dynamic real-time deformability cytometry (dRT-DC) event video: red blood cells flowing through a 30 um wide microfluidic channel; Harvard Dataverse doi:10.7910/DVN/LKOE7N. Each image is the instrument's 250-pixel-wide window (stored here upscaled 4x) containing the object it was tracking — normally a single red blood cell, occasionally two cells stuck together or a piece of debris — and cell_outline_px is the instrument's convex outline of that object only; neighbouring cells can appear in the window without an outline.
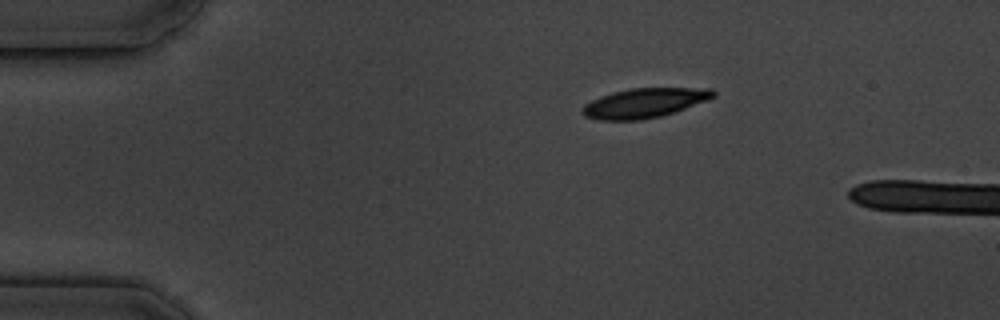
{"species": "common noctule bat (a hibernating species)", "species_latin": "Nyctalus noctula", "temperature_condition": "cold", "stored_images_in_passage": 7, "camera_frame_rate_fps": 3000, "um_per_image_px": 0.085, "animal": {"sex": "male", "body_mass_g": 19.5, "forearm_length_mm": 54.6}, "frame": {"image": 1, "passage_image": 7, "time_ms": 6.667, "image_size_px": [1000, 320], "cell_outline_px": [[716, 96], [684, 108], [660, 116], [640, 120], [600, 120], [584, 116], [580, 112], [580, 108], [584, 104], [600, 96], [612, 92], [632, 88], [712, 88], [716, 92]], "centroid_in_image_um": [54.72, 8.75], "position_along_channel_um": 30.3, "area_um2": 22.43}}